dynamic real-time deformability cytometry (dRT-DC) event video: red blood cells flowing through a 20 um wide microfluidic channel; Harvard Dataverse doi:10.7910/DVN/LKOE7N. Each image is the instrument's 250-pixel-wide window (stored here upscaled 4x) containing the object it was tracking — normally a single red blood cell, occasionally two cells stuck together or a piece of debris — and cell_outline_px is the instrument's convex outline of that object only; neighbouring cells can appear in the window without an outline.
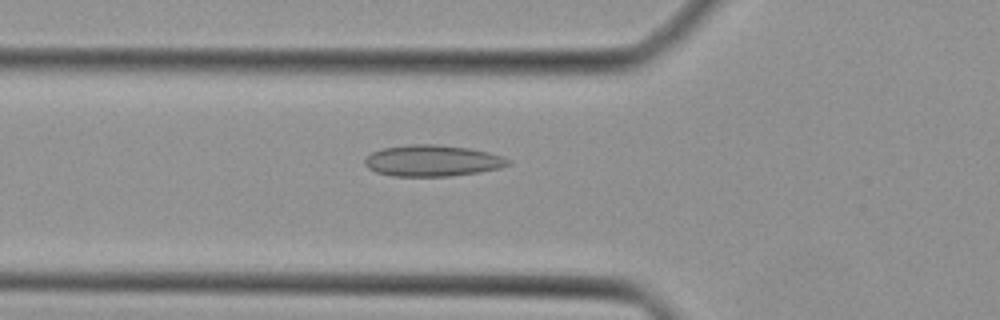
{"species": "Egyptian fruit bat (a non-hibernating species)", "species_latin": "Rousettus aegyptiacus", "temperature_condition": "cold", "stored_images_in_passage": 43, "camera_frame_rate_fps": 3000, "um_per_image_px": 0.085, "animal": {"sex": "female"}, "frame": {"image": 1, "passage_image": 15, "time_ms": 4.667, "image_size_px": [1000, 320], "cell_outline_px": [[512, 164], [500, 168], [480, 172], [452, 176], [392, 176], [376, 172], [368, 168], [364, 164], [364, 160], [372, 152], [380, 148], [408, 144], [436, 144], [468, 148], [488, 152], [504, 156], [512, 160]], "centroid_in_image_um": [36.78, 13.66], "position_along_channel_um": 89.0, "area_um2": 26.47}}
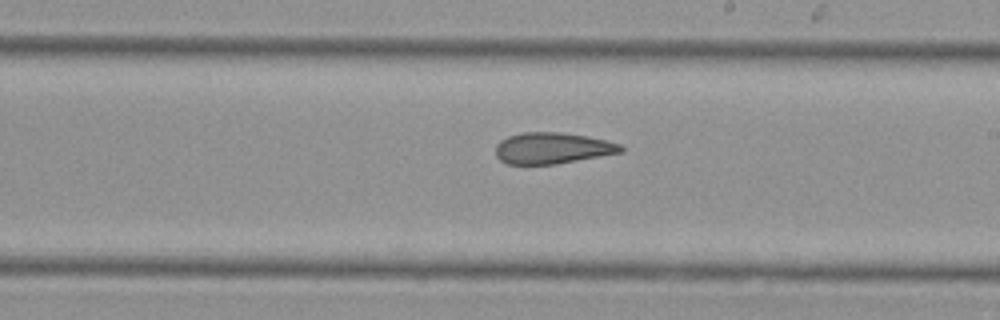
{"frame": {"image": 2, "passage_image": 25, "time_ms": 8.0, "image_size_px": [1000, 320], "cell_outline_px": [[624, 152], [556, 164], [508, 164], [500, 160], [496, 156], [496, 144], [500, 140], [508, 136], [524, 132], [560, 132], [588, 136], [608, 140], [620, 144], [624, 148]], "centroid_in_image_um": [46.97, 12.59], "position_along_channel_um": 242.0, "area_um2": 22.95}}
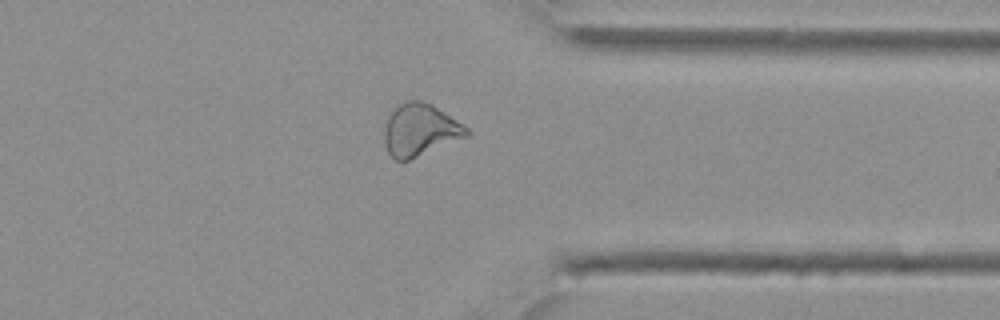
{"frame": {"image": 3, "passage_image": 34, "time_ms": 11.0, "image_size_px": [1000, 320], "cell_outline_px": [[468, 136], [408, 160], [396, 160], [388, 152], [384, 144], [384, 128], [388, 116], [400, 104], [408, 100], [420, 100], [432, 104], [468, 128]], "centroid_in_image_um": [35.68, 11.04], "position_along_channel_um": 375.7, "area_um2": 24.68}}